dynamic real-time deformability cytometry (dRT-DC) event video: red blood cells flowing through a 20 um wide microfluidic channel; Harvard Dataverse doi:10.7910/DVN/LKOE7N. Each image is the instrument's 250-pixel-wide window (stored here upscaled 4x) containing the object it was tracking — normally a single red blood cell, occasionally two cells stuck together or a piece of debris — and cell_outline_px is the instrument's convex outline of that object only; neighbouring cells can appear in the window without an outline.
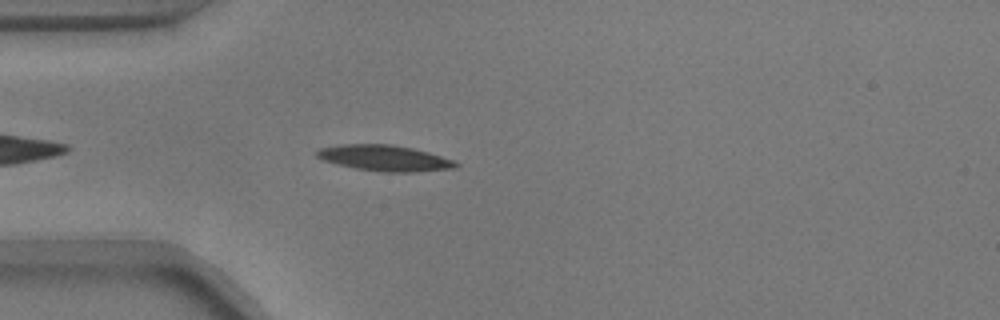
{"species": "common noctule bat (a hibernating species)", "species_latin": "Nyctalus noctula", "temperature_condition": "warm", "stored_images_in_passage": 38, "camera_frame_rate_fps": 3000, "um_per_image_px": 0.085, "animal": {"sex": "male", "body_mass_g": 17.9}, "frame": {"image": 1, "passage_image": 4, "time_ms": 1.0, "image_size_px": [1000, 320], "cell_outline_px": [[460, 164], [456, 168], [412, 172], [380, 172], [356, 168], [324, 160], [316, 156], [316, 152], [320, 148], [344, 144], [388, 144], [412, 148], [428, 152], [456, 160]], "centroid_in_image_um": [32.75, 13.44], "position_along_channel_um": 52.2, "area_um2": 20.81}}
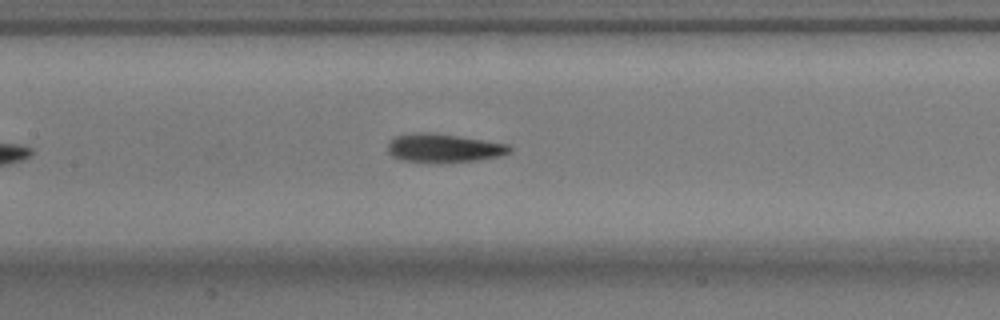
{"frame": {"image": 2, "passage_image": 14, "time_ms": 4.333, "image_size_px": [1000, 320], "cell_outline_px": [[512, 152], [500, 156], [476, 160], [428, 164], [400, 160], [392, 156], [388, 152], [388, 144], [396, 136], [412, 132], [432, 132], [484, 140], [508, 144], [512, 148]], "centroid_in_image_um": [37.69, 12.6], "position_along_channel_um": 169.7, "area_um2": 20.69}}
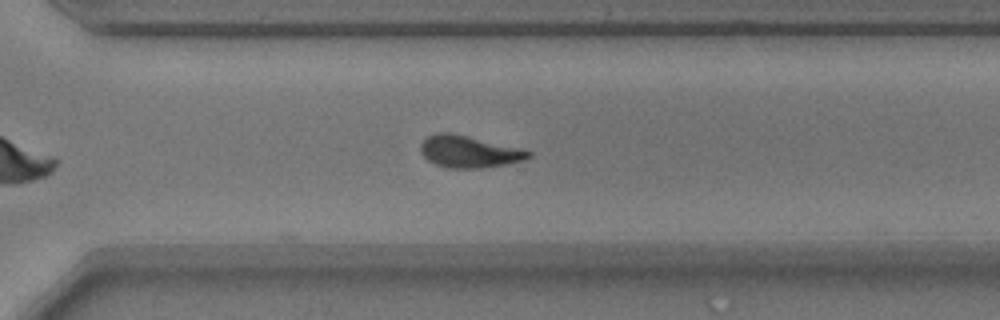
{"frame": {"image": 3, "passage_image": 27, "time_ms": 8.667, "image_size_px": [1000, 320], "cell_outline_px": [[532, 156], [524, 160], [504, 164], [480, 168], [448, 168], [436, 164], [428, 160], [420, 152], [420, 144], [428, 136], [436, 132], [448, 132], [520, 148], [532, 152]], "centroid_in_image_um": [39.84, 12.89], "position_along_channel_um": 330.8, "area_um2": 19.83}, "authors_computed_cell_mechanics": {"area_um2": 19.8543, "velocity_mm_per_s": 3.7281, "shape_relaxation_time_tau1_ms": 2.9872, "shape_relaxation_time_tau2_ms": 1.2822, "deformation_change_tau1": 0.1577, "deformation_change_tau2": 0.0894}}